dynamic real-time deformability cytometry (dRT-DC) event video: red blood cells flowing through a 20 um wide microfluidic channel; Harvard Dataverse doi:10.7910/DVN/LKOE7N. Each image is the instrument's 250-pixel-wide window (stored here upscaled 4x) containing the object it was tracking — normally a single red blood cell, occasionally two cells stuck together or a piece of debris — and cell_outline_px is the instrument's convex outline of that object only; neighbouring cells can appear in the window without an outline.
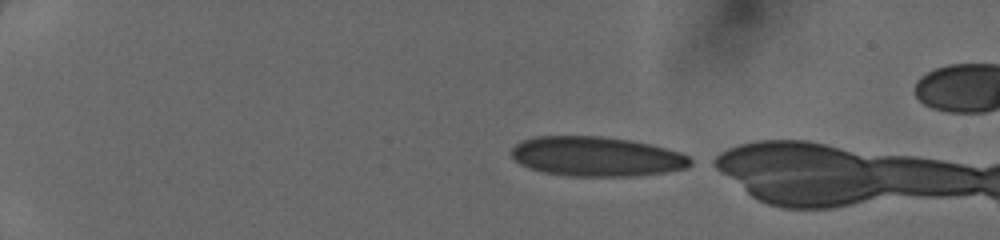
{"species": "human", "species_latin": "Homo sapiens", "temperature_condition": "cold", "stored_images_in_passage": 7, "camera_frame_rate_fps": 3000, "um_per_image_px": 0.085, "donor": {"sex": "female"}, "frame": {"image": 1, "passage_image": 1, "time_ms": 0.0, "image_size_px": [1000, 240], "cell_outline_px": [[696, 164], [688, 168], [664, 172], [632, 176], [568, 176], [544, 172], [520, 164], [512, 156], [512, 148], [516, 144], [532, 136], [600, 136], [632, 140], [652, 144], [680, 152], [696, 160]], "centroid_in_image_um": [50.78, 13.3], "position_along_channel_um": 34.2, "area_um2": 41.62}}